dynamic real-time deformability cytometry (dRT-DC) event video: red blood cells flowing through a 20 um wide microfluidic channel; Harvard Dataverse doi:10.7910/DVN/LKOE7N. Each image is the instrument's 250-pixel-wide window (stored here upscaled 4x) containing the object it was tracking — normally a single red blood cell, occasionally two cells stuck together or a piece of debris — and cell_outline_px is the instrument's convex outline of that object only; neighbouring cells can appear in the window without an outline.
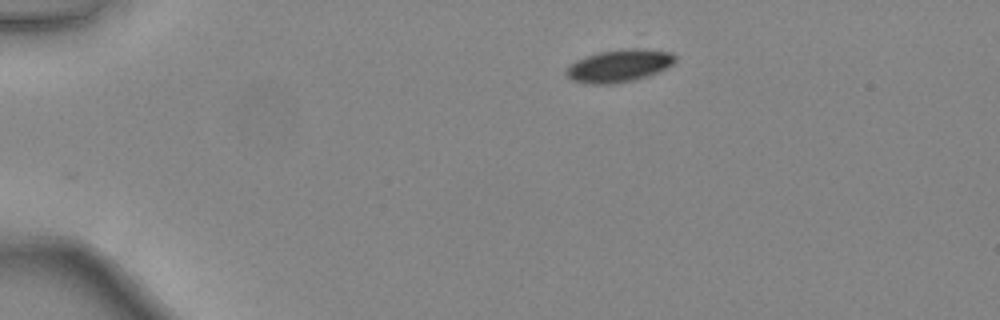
{"species": "common noctule bat (a hibernating species)", "species_latin": "Nyctalus noctula", "temperature_condition": "warm", "stored_images_in_passage": 8, "camera_frame_rate_fps": 3000, "um_per_image_px": 0.085, "animal": {"sex": "female", "body_mass_g": 24.6, "forearm_length_mm": 56.2}, "frame": {"image": 1, "passage_image": 1, "time_ms": 0.0, "image_size_px": [1000, 320], "cell_outline_px": [[676, 60], [672, 64], [656, 72], [632, 80], [608, 84], [588, 84], [572, 80], [564, 72], [576, 60], [600, 52], [628, 48], [636, 48], [672, 52], [676, 56]], "centroid_in_image_um": [52.62, 5.58], "position_along_channel_um": 32.4, "area_um2": 20.17}}